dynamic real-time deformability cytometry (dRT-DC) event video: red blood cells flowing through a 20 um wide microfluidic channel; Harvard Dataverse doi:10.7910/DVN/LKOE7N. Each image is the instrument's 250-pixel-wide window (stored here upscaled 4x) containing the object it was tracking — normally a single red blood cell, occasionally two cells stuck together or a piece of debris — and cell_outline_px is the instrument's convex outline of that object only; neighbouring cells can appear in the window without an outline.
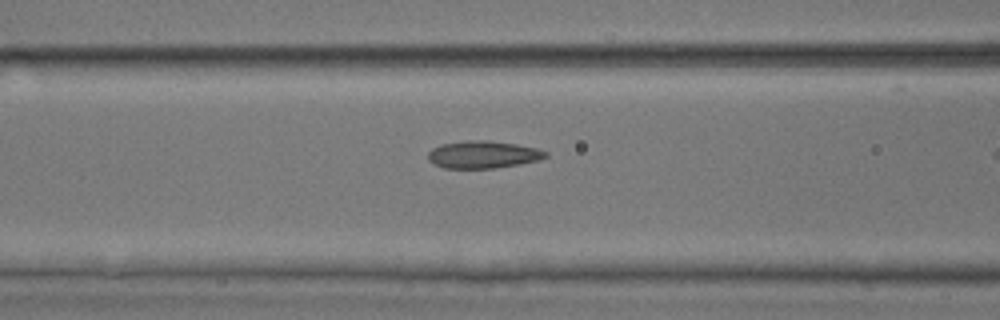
{"species": "common noctule bat (a hibernating species)", "species_latin": "Nyctalus noctula", "temperature_condition": "room temperature", "stored_images_in_passage": 17, "camera_frame_rate_fps": 3000, "um_per_image_px": 0.085, "animal": {"sex": "male", "body_mass_g": 17.9, "forearm_length_mm": 54.2}, "frame": {"image": 1, "passage_image": 15, "time_ms": 4.667, "image_size_px": [1000, 320], "cell_outline_px": [[548, 156], [540, 160], [520, 164], [492, 168], [444, 168], [432, 164], [428, 160], [428, 152], [432, 148], [440, 144], [468, 140], [488, 140], [516, 144], [536, 148], [548, 152]], "centroid_in_image_um": [41.04, 13.13], "position_along_channel_um": 125.6, "area_um2": 18.9}}